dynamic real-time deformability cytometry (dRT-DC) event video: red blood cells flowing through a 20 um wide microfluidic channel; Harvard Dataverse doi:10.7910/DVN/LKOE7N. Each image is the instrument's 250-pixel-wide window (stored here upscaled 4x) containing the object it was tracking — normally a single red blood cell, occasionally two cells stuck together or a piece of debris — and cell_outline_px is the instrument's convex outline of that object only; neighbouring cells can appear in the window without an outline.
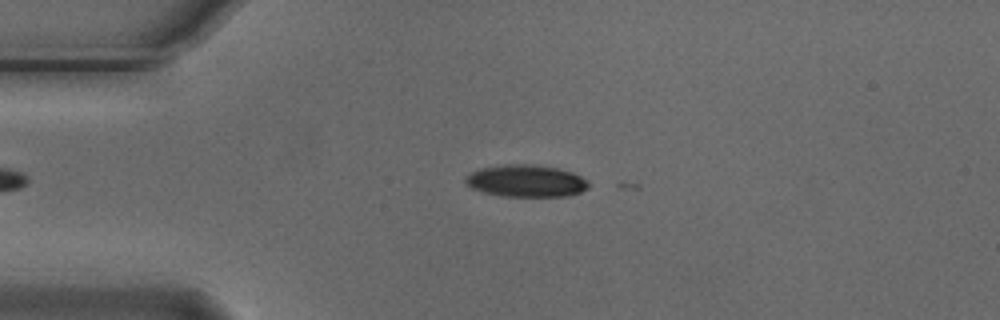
{"species": "Egyptian fruit bat (a non-hibernating species)", "species_latin": "Rousettus aegyptiacus", "temperature_condition": "cold", "stored_images_in_passage": 3, "camera_frame_rate_fps": 3000, "um_per_image_px": 0.085, "animal": {"sex": "male"}, "frame": {"image": 1, "passage_image": 2, "time_ms": 0.333, "image_size_px": [1000, 320], "cell_outline_px": [[588, 188], [580, 192], [564, 196], [500, 196], [484, 192], [472, 188], [464, 180], [472, 172], [480, 168], [504, 164], [532, 164], [556, 168], [572, 172], [588, 180]], "centroid_in_image_um": [44.72, 15.37], "position_along_channel_um": 40.3, "area_um2": 22.83}}